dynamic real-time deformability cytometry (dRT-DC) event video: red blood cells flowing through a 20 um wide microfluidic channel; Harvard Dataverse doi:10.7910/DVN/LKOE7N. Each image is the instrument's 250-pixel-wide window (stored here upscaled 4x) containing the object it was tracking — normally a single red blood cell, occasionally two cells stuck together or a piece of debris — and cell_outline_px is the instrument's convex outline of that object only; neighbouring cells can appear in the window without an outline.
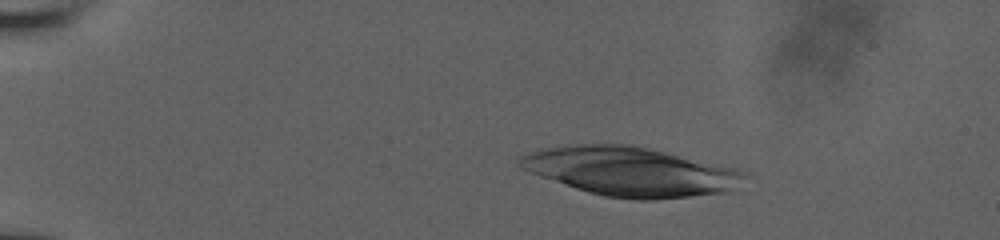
{"species": "human", "species_latin": "Homo sapiens", "temperature_condition": "room temperature", "stored_images_in_passage": 11, "camera_frame_rate_fps": 3000, "um_per_image_px": 0.085, "donor": {"sex": "male"}, "frame": {"image": 1, "passage_image": 1, "time_ms": 0.0, "image_size_px": [1000, 240], "cell_outline_px": [[736, 172], [724, 192], [652, 200], [636, 200], [604, 196], [588, 192], [540, 176], [520, 168], [520, 156], [540, 148], [568, 144], [632, 144], [664, 152]], "centroid_in_image_um": [53.21, 14.56], "position_along_channel_um": 31.8, "area_um2": 61.15}}
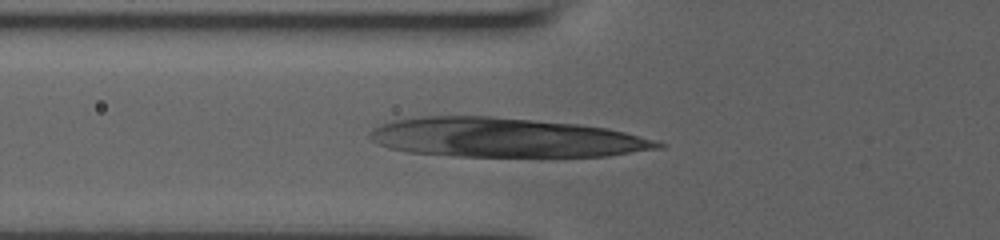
{"frame": {"image": 2, "passage_image": 10, "time_ms": 3.667, "image_size_px": [1000, 240], "cell_outline_px": [[664, 148], [608, 156], [456, 156], [408, 152], [392, 148], [380, 144], [368, 136], [376, 128], [384, 124], [396, 120], [420, 116], [492, 116], [580, 124], [608, 128], [624, 132], [652, 140], [664, 144]], "centroid_in_image_um": [43.0, 11.69], "position_along_channel_um": 82.8, "area_um2": 65.43}}